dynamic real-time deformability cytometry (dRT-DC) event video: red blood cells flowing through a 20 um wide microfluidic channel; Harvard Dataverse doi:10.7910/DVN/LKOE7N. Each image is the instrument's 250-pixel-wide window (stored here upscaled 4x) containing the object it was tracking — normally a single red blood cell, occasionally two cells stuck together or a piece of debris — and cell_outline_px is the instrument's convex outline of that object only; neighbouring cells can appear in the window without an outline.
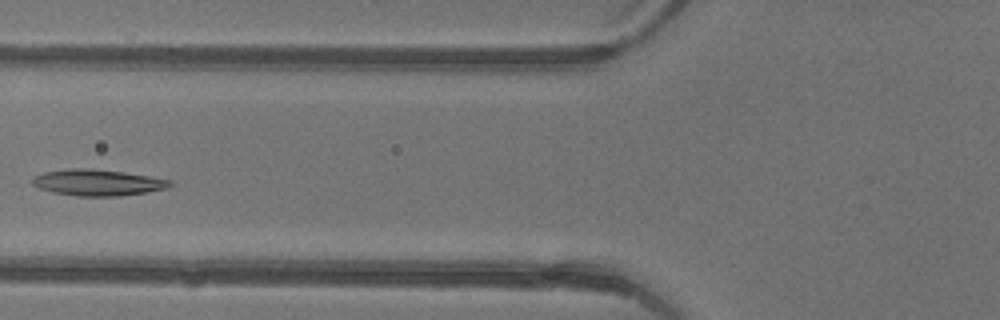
{"species": "common noctule bat (a hibernating species)", "species_latin": "Nyctalus noctula", "temperature_condition": "warm", "stored_images_in_passage": 4, "camera_frame_rate_fps": 3000, "um_per_image_px": 0.085, "animal": {"sex": "female"}, "frame": {"image": 1, "passage_image": 4, "time_ms": 1.0, "image_size_px": [1000, 320], "cell_outline_px": [[172, 184], [168, 188], [148, 192], [116, 196], [76, 196], [52, 192], [40, 188], [32, 184], [32, 180], [36, 176], [44, 172], [64, 168], [92, 168], [124, 172], [172, 180]], "centroid_in_image_um": [8.3, 15.51], "position_along_channel_um": 117.5, "area_um2": 21.1}}